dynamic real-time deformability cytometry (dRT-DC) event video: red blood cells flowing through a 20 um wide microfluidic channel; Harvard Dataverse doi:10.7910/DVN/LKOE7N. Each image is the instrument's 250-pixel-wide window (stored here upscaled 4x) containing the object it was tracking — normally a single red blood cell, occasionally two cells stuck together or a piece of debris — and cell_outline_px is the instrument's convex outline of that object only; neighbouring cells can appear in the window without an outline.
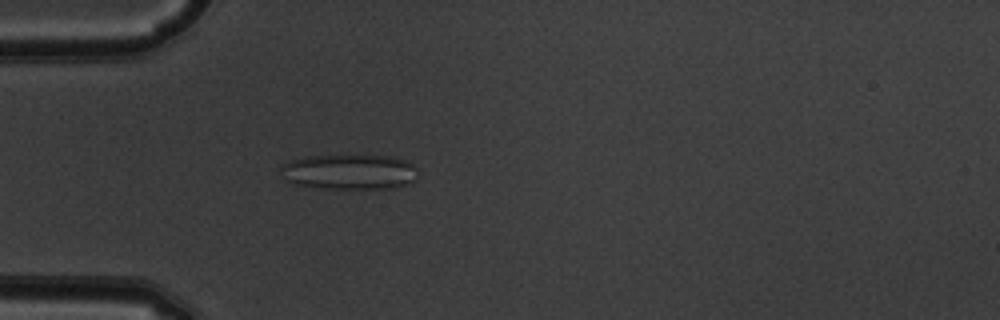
{"species": "common noctule bat (a hibernating species)", "species_latin": "Nyctalus noctula", "temperature_condition": "warm", "stored_images_in_passage": 50, "camera_frame_rate_fps": 3000, "um_per_image_px": 0.085, "animal": {"sex": "male", "body_mass_g": 19.5, "forearm_length_mm": 54.6}, "frame": {"image": 1, "passage_image": 15, "time_ms": 4.667, "image_size_px": [1000, 320], "cell_outline_px": [[412, 180], [404, 184], [392, 188], [328, 188], [292, 184], [288, 180], [280, 168], [280, 164], [304, 156], [392, 156], [404, 160], [412, 164]], "centroid_in_image_um": [29.6, 14.6], "position_along_channel_um": 55.4, "area_um2": 27.28}}
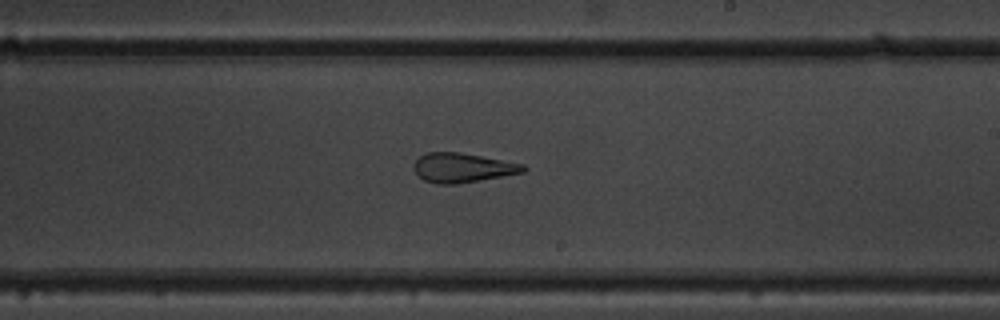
{"frame": {"image": 2, "passage_image": 30, "time_ms": 9.667, "image_size_px": [1000, 320], "cell_outline_px": [[528, 168], [524, 172], [456, 184], [436, 184], [424, 180], [412, 168], [412, 164], [424, 152], [460, 152], [524, 164]], "centroid_in_image_um": [39.28, 14.25], "position_along_channel_um": 249.7, "area_um2": 18.73}}
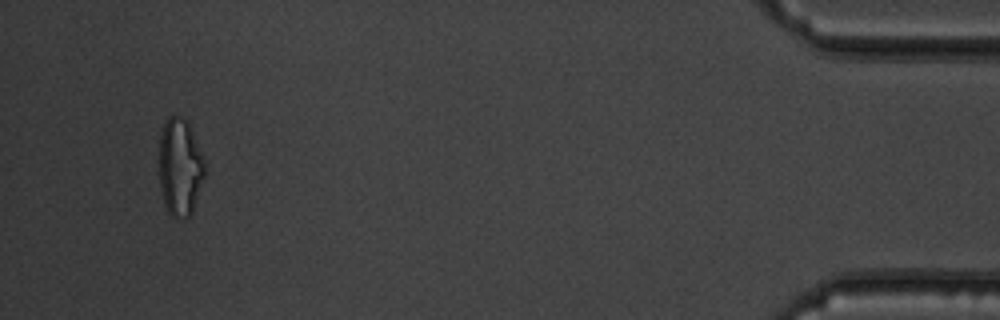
{"frame": {"image": 3, "passage_image": 48, "time_ms": 15.667, "image_size_px": [1000, 320], "cell_outline_px": [[204, 176], [192, 212], [184, 220], [176, 220], [168, 212], [164, 204], [160, 188], [160, 132], [168, 116], [176, 116], [188, 120], [204, 164]], "centroid_in_image_um": [15.27, 14.24], "position_along_channel_um": 419.9, "area_um2": 25.66}, "authors_computed_cell_mechanics": {"area_um2": 23.0911, "velocity_mm_per_s": 4.0404, "shape_relaxation_time_tau1_ms": null, "shape_relaxation_time_tau2_ms": 2.4352, "deformation_change_tau1": null, "deformation_change_tau2": 0.1347}}